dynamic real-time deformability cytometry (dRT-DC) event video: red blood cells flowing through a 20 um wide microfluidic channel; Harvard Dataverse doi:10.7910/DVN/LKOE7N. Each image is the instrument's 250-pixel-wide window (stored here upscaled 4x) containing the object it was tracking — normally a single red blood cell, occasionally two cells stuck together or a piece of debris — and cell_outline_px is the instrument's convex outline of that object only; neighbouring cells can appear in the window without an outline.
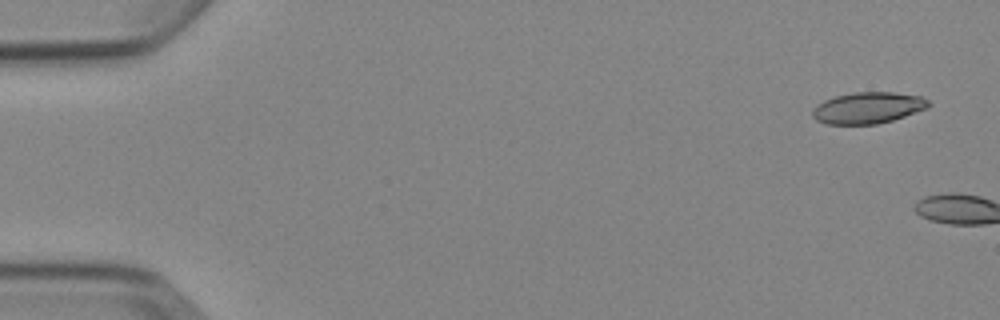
{"species": "Egyptian fruit bat (a non-hibernating species)", "species_latin": "Rousettus aegyptiacus", "temperature_condition": "cold", "stored_images_in_passage": 2, "camera_frame_rate_fps": 3000, "um_per_image_px": 0.085, "animal": {"sex": "female"}, "frame": {"image": 1, "passage_image": 1, "time_ms": 0.0, "image_size_px": [1000, 320], "cell_outline_px": [[932, 104], [928, 108], [892, 120], [876, 124], [828, 124], [816, 120], [812, 116], [812, 108], [824, 100], [836, 96], [856, 92], [892, 92], [920, 96], [928, 100]], "centroid_in_image_um": [73.78, 9.16], "position_along_channel_um": 11.2, "area_um2": 21.15}}